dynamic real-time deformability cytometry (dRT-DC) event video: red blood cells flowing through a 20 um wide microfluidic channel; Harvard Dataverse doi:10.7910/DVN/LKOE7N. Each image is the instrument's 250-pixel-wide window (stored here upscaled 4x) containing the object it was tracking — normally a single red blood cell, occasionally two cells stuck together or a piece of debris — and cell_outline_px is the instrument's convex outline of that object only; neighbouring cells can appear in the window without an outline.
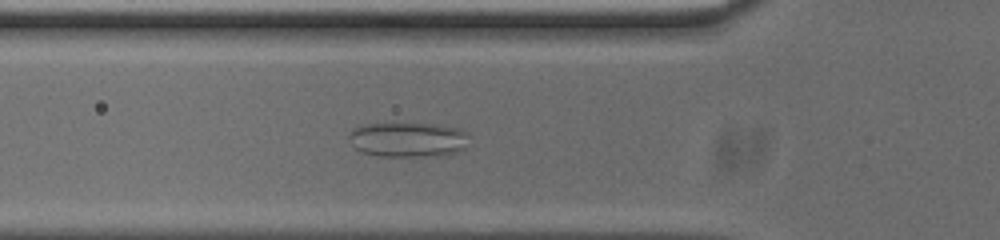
{"species": "common noctule bat (a hibernating species)", "species_latin": "Nyctalus noctula", "temperature_condition": "cold", "stored_images_in_passage": 45, "camera_frame_rate_fps": 3000, "um_per_image_px": 0.085, "animal": {"sex": "male", "body_mass_g": 20.0, "forearm_length_mm": 53.3}, "frame": {"image": 1, "passage_image": 9, "time_ms": 2.667, "image_size_px": [1000, 240], "cell_outline_px": [[472, 144], [468, 148], [448, 156], [380, 156], [360, 152], [348, 140], [348, 136], [352, 128], [364, 124], [436, 124], [460, 128], [468, 132]], "centroid_in_image_um": [34.78, 11.88], "position_along_channel_um": 91.0, "area_um2": 25.14}}
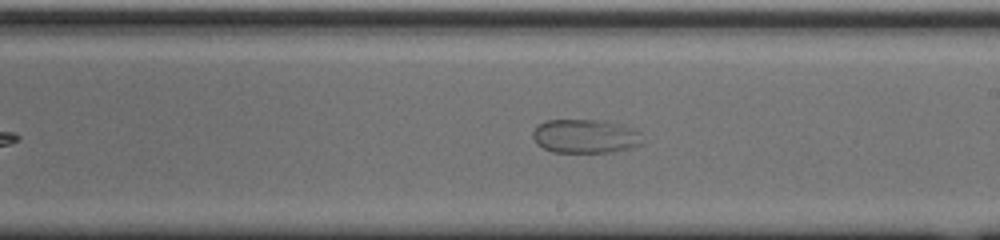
{"frame": {"image": 2, "passage_image": 21, "time_ms": 6.667, "image_size_px": [1000, 240], "cell_outline_px": [[640, 144], [632, 148], [612, 152], [552, 152], [536, 144], [532, 136], [532, 132], [536, 124], [544, 120], [596, 120], [620, 124], [632, 128], [640, 132]], "centroid_in_image_um": [49.69, 11.58], "position_along_channel_um": 239.3, "area_um2": 21.73}}
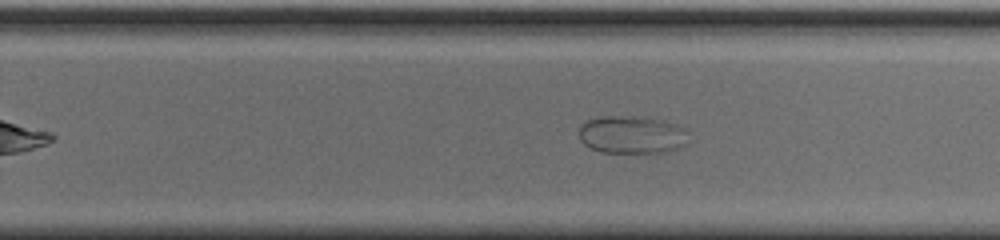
{"frame": {"image": 3, "passage_image": 24, "time_ms": 7.667, "image_size_px": [1000, 240], "cell_outline_px": [[688, 144], [664, 152], [600, 152], [584, 144], [580, 140], [580, 124], [588, 120], [600, 116], [644, 116], [664, 120], [680, 124], [684, 128]], "centroid_in_image_um": [53.72, 11.42], "position_along_channel_um": 276.1, "area_um2": 24.28}}